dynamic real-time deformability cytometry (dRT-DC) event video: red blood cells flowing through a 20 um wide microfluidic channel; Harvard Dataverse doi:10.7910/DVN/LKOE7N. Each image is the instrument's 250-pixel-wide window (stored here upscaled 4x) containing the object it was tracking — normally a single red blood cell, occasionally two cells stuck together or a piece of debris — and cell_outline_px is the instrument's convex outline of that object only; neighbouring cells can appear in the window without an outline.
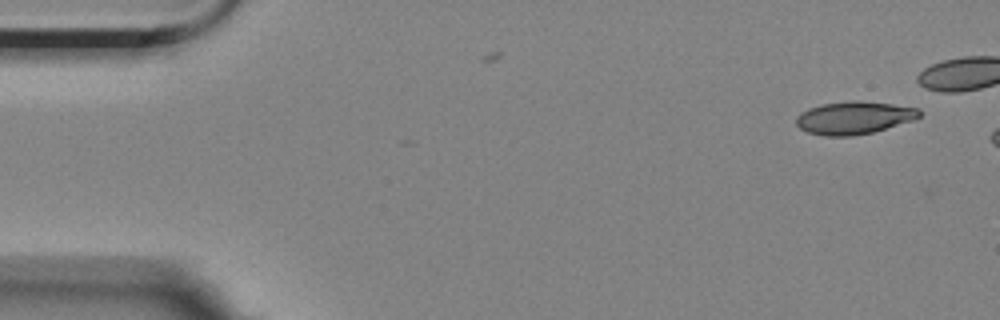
{"species": "Egyptian fruit bat (a non-hibernating species)", "species_latin": "Rousettus aegyptiacus", "temperature_condition": "room temperature", "stored_images_in_passage": 2, "camera_frame_rate_fps": 3000, "um_per_image_px": 0.085, "animal": {"sex": "female"}, "frame": {"image": 1, "passage_image": 2, "time_ms": 1.0, "image_size_px": [1000, 320], "cell_outline_px": [[920, 116], [916, 120], [872, 132], [852, 136], [824, 136], [808, 132], [800, 128], [796, 124], [796, 116], [800, 112], [808, 108], [820, 104], [852, 100], [860, 100], [892, 104], [920, 108]], "centroid_in_image_um": [72.59, 10.0], "position_along_channel_um": 12.4, "area_um2": 23.76}}